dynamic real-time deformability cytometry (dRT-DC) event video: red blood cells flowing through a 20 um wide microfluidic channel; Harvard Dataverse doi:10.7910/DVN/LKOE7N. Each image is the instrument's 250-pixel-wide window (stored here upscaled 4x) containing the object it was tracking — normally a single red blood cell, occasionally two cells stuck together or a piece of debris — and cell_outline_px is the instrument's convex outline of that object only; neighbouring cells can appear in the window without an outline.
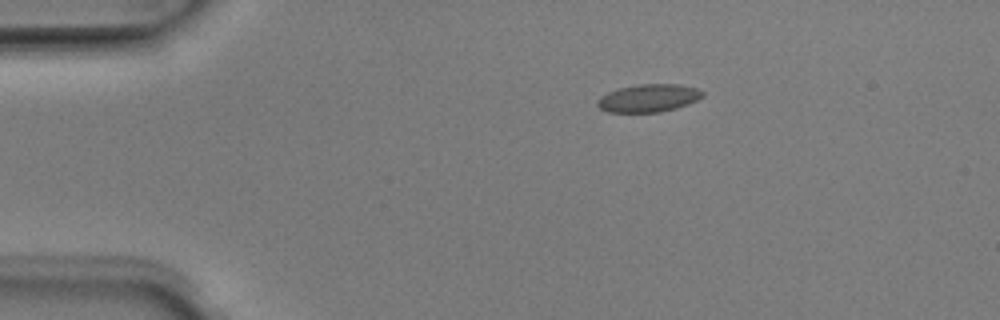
{"species": "Egyptian fruit bat (a non-hibernating species)", "species_latin": "Rousettus aegyptiacus", "temperature_condition": "room temperature", "stored_images_in_passage": 42, "camera_frame_rate_fps": 3000, "um_per_image_px": 0.085, "animal": {"sex": "male"}, "frame": {"image": 1, "passage_image": 1, "time_ms": 0.0, "image_size_px": [1000, 320], "cell_outline_px": [[704, 96], [688, 104], [676, 108], [660, 112], [608, 112], [600, 108], [596, 104], [596, 100], [600, 96], [608, 92], [620, 88], [640, 84], [680, 84], [696, 88], [704, 92]], "centroid_in_image_um": [55.12, 8.34], "position_along_channel_um": 29.9, "area_um2": 17.05}}
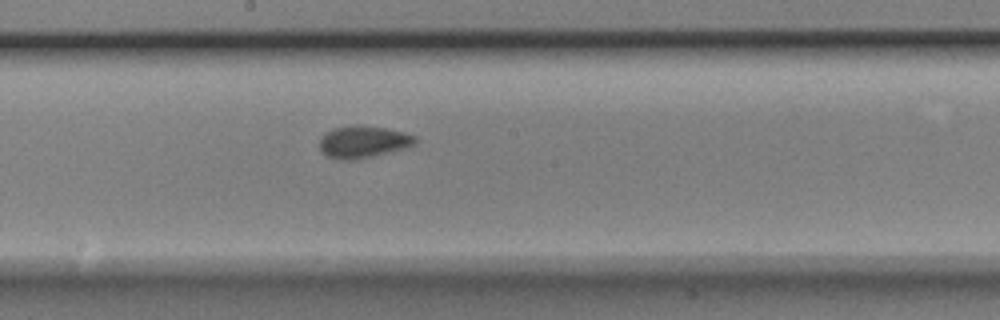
{"frame": {"image": 2, "passage_image": 19, "time_ms": 6.0, "image_size_px": [1000, 320], "cell_outline_px": [[416, 144], [408, 148], [356, 160], [340, 160], [328, 156], [320, 152], [320, 140], [324, 132], [332, 128], [356, 124], [384, 128], [404, 132], [416, 136]], "centroid_in_image_um": [30.87, 12.06], "position_along_channel_um": 217.3, "area_um2": 18.21}}
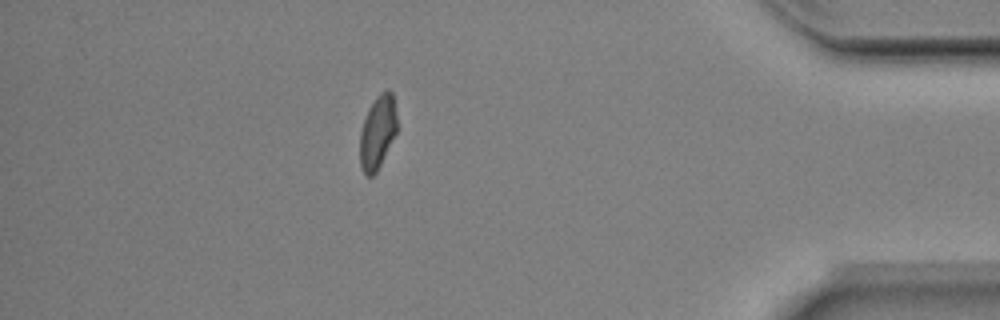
{"frame": {"image": 3, "passage_image": 36, "time_ms": 11.667, "image_size_px": [1000, 320], "cell_outline_px": [[396, 132], [376, 172], [372, 176], [368, 176], [364, 172], [360, 164], [360, 132], [368, 108], [376, 96], [380, 92], [388, 88], [392, 92], [396, 116]], "centroid_in_image_um": [32.08, 11.19], "position_along_channel_um": 403.1, "area_um2": 15.61}, "authors_computed_cell_mechanics": {"area_um2": 17.0221, "velocity_mm_per_s": 4.0234, "shape_relaxation_time_tau1_ms": 2.4845, "shape_relaxation_time_tau2_ms": null, "deformation_change_tau1": 0.0701, "deformation_change_tau2": null}}